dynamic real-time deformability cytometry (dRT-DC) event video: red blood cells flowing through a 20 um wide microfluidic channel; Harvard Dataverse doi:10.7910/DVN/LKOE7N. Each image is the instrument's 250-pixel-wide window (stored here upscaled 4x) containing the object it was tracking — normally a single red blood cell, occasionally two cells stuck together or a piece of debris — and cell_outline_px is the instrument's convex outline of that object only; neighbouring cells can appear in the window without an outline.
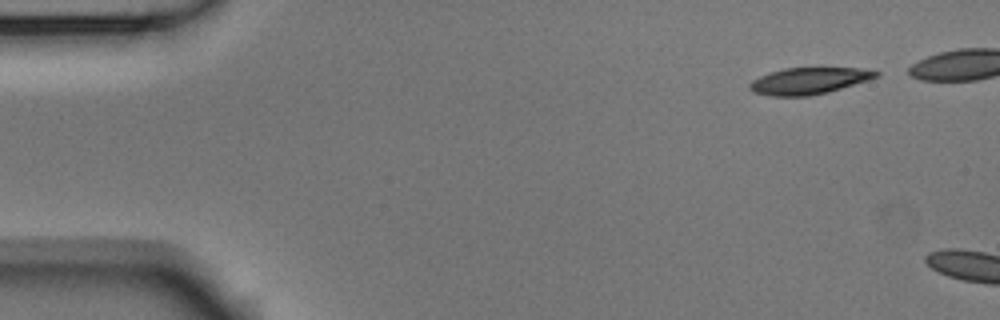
{"species": "Egyptian fruit bat (a non-hibernating species)", "species_latin": "Rousettus aegyptiacus", "temperature_condition": "room temperature", "stored_images_in_passage": 3, "camera_frame_rate_fps": 3000, "um_per_image_px": 0.085, "animal": {"sex": "male"}, "frame": {"image": 1, "passage_image": 1, "time_ms": 0.0, "image_size_px": [1000, 320], "cell_outline_px": [[880, 76], [868, 80], [828, 92], [808, 96], [772, 96], [752, 92], [748, 88], [748, 84], [752, 80], [760, 76], [784, 68], [860, 68], [880, 72]], "centroid_in_image_um": [68.74, 6.88], "position_along_channel_um": 16.3, "area_um2": 19.54}}